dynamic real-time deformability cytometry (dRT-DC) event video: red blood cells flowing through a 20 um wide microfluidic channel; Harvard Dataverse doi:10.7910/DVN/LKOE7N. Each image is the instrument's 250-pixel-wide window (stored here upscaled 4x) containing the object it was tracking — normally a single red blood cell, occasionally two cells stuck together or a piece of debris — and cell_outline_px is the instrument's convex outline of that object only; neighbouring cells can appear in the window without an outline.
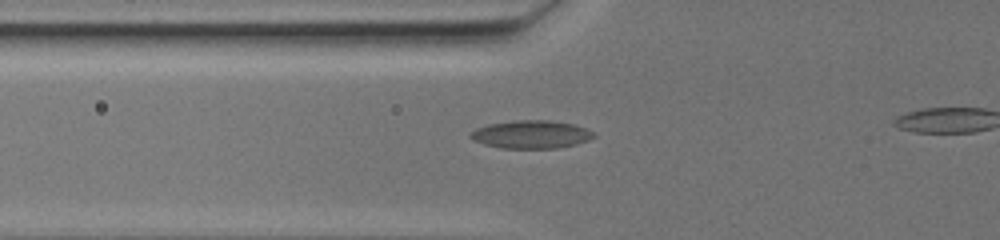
{"species": "common noctule bat (a hibernating species)", "species_latin": "Nyctalus noctula", "temperature_condition": "warm", "stored_images_in_passage": 38, "camera_frame_rate_fps": 3000, "um_per_image_px": 0.085, "animal": {"sex": "female", "body_mass_g": 19.5, "forearm_length_mm": 54.1}, "frame": {"image": 1, "passage_image": 2, "time_ms": 0.333, "image_size_px": [1000, 240], "cell_outline_px": [[596, 136], [588, 140], [576, 144], [556, 148], [500, 148], [484, 144], [472, 140], [468, 136], [476, 128], [488, 124], [516, 120], [548, 120], [576, 124], [596, 132]], "centroid_in_image_um": [45.17, 11.42], "position_along_channel_um": 80.6, "area_um2": 20.29}}
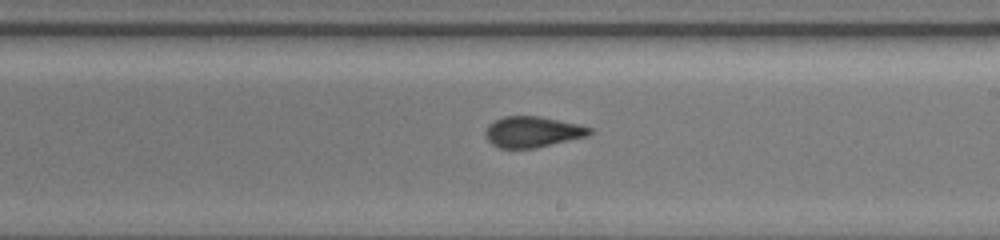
{"frame": {"image": 2, "passage_image": 18, "time_ms": 5.667, "image_size_px": [1000, 240], "cell_outline_px": [[592, 132], [588, 136], [536, 148], [500, 148], [492, 144], [484, 136], [484, 132], [488, 124], [504, 116], [540, 116], [580, 124], [592, 128]], "centroid_in_image_um": [45.27, 11.21], "position_along_channel_um": 243.7, "area_um2": 18.9}}
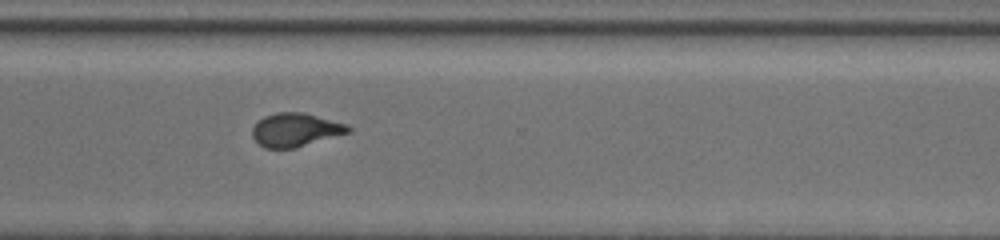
{"frame": {"image": 3, "passage_image": 28, "time_ms": 9.0, "image_size_px": [1000, 240], "cell_outline_px": [[352, 132], [292, 148], [264, 148], [252, 136], [252, 128], [264, 116], [276, 112], [304, 112], [348, 124], [352, 128]], "centroid_in_image_um": [25.15, 11.02], "position_along_channel_um": 345.5, "area_um2": 18.67}}